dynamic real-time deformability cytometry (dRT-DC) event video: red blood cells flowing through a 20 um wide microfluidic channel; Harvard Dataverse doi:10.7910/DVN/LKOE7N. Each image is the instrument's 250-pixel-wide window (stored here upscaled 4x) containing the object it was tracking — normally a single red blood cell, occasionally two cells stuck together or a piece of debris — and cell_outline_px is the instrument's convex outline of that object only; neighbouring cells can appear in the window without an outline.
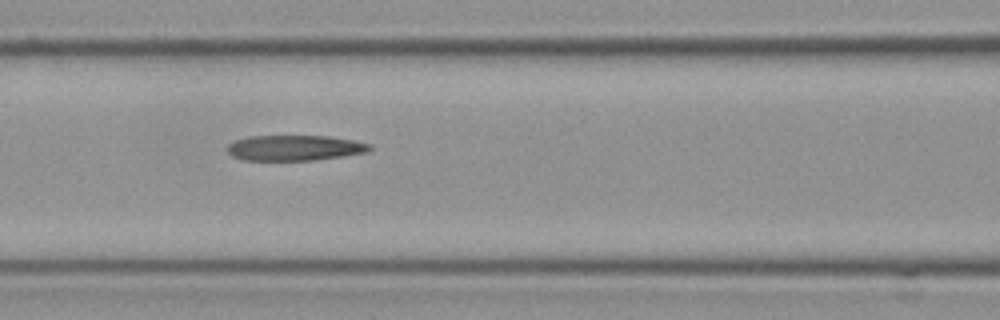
{"species": "Egyptian fruit bat (a non-hibernating species)", "species_latin": "Rousettus aegyptiacus", "temperature_condition": "cold", "stored_images_in_passage": 5, "camera_frame_rate_fps": 3000, "um_per_image_px": 0.085, "frame": {"image": 1, "passage_image": 4, "time_ms": 1.0, "image_size_px": [1000, 320], "cell_outline_px": [[372, 148], [368, 152], [316, 160], [244, 160], [232, 156], [228, 152], [228, 144], [236, 140], [248, 136], [332, 136], [356, 140], [372, 144]], "centroid_in_image_um": [25.1, 12.56], "position_along_channel_um": 141.5, "area_um2": 21.27}}
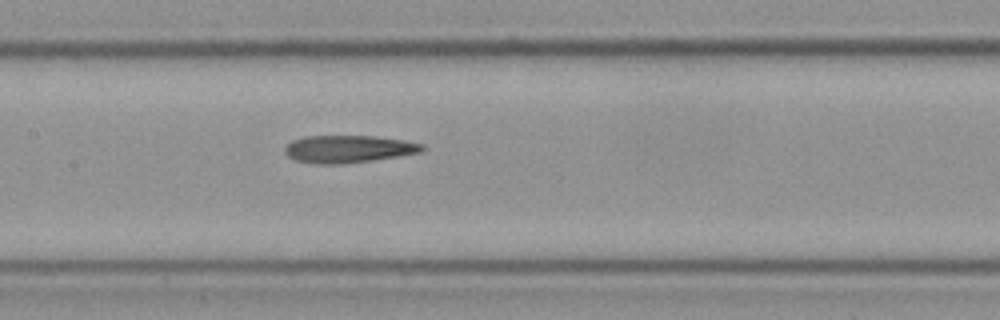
{"frame": {"image": 2, "passage_image": 5, "time_ms": 1.333, "image_size_px": [1000, 320], "cell_outline_px": [[428, 148], [424, 152], [372, 160], [344, 164], [312, 164], [296, 160], [288, 156], [284, 152], [284, 148], [292, 140], [304, 136], [372, 136], [404, 140], [424, 144]], "centroid_in_image_um": [29.64, 12.67], "position_along_channel_um": 177.8, "area_um2": 22.2}}